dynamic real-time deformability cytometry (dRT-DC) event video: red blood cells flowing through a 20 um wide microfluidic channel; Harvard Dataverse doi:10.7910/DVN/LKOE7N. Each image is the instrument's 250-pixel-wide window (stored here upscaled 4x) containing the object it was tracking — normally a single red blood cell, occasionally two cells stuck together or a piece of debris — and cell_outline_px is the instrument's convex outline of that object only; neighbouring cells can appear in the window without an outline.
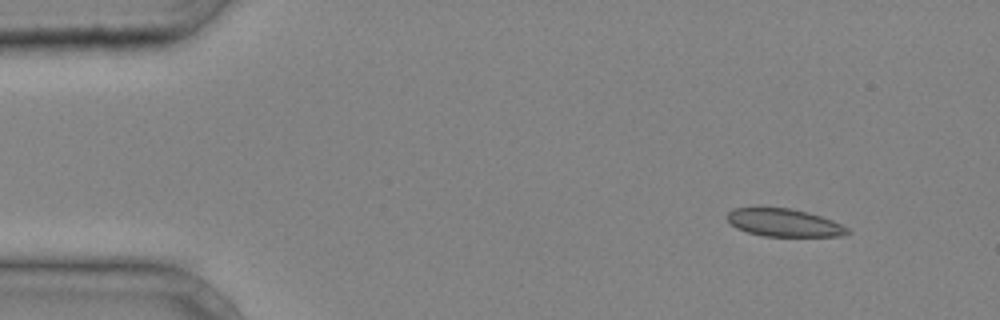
{"species": "common noctule bat (a hibernating species)", "species_latin": "Nyctalus noctula", "temperature_condition": "cold", "stored_images_in_passage": 35, "camera_frame_rate_fps": 3000, "um_per_image_px": 0.085, "animal": {"sex": "male", "body_mass_g": 20.4}, "frame": {"image": 1, "passage_image": 1, "time_ms": 0.0, "image_size_px": [1000, 320], "cell_outline_px": [[852, 232], [840, 236], [764, 236], [748, 232], [736, 228], [728, 220], [728, 212], [736, 208], [756, 204], [760, 204], [792, 208], [808, 212], [832, 220], [848, 228]], "centroid_in_image_um": [66.59, 18.87], "position_along_channel_um": 18.4, "area_um2": 20.11}}
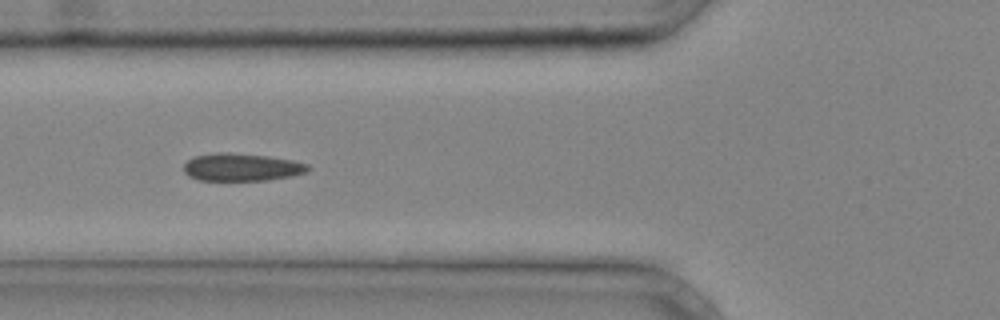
{"frame": {"image": 2, "passage_image": 12, "time_ms": 3.667, "image_size_px": [1000, 320], "cell_outline_px": [[312, 168], [308, 172], [292, 176], [268, 180], [200, 180], [188, 176], [184, 172], [184, 164], [188, 160], [196, 156], [216, 152], [228, 152], [268, 156], [292, 160], [308, 164]], "centroid_in_image_um": [20.57, 14.21], "position_along_channel_um": 105.2, "area_um2": 20.11}}
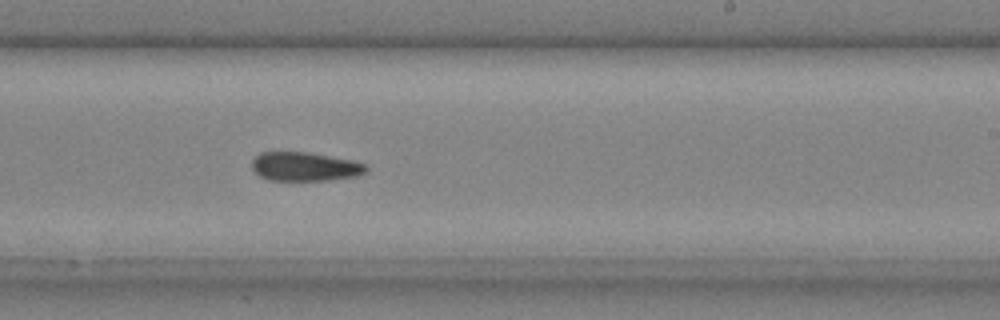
{"frame": {"image": 3, "passage_image": 22, "time_ms": 7.0, "image_size_px": [1000, 320], "cell_outline_px": [[368, 172], [356, 176], [324, 180], [268, 180], [260, 176], [252, 168], [252, 160], [260, 152], [308, 152], [352, 160], [368, 164]], "centroid_in_image_um": [25.94, 14.15], "position_along_channel_um": 263.1, "area_um2": 19.25}}